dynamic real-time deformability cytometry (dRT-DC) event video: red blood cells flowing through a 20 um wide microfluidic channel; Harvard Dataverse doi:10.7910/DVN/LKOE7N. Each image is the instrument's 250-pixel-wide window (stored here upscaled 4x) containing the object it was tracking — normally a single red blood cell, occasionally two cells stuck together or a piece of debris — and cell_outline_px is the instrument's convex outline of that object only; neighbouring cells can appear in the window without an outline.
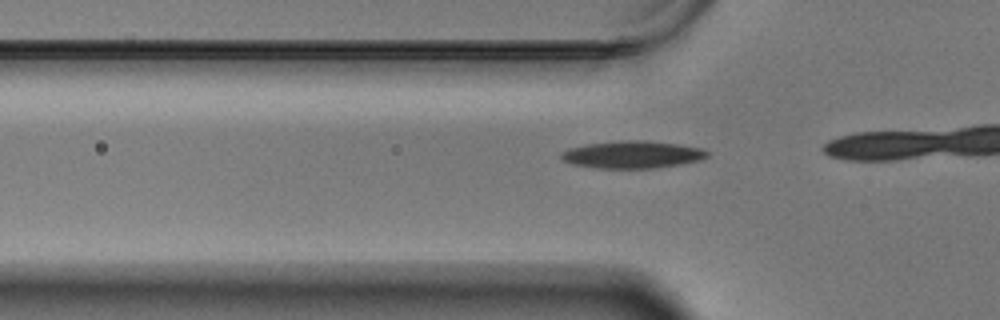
{"species": "Egyptian fruit bat (a non-hibernating species)", "species_latin": "Rousettus aegyptiacus", "temperature_condition": "warm", "stored_images_in_passage": 6, "camera_frame_rate_fps": 3000, "um_per_image_px": 0.085, "animal": {"sex": "male"}, "frame": {"image": 1, "passage_image": 4, "time_ms": 1.0, "image_size_px": [1000, 320], "cell_outline_px": [[708, 156], [700, 160], [684, 164], [656, 168], [596, 168], [572, 164], [564, 160], [560, 156], [560, 152], [568, 148], [584, 144], [620, 140], [644, 140], [676, 144], [704, 148], [708, 152]], "centroid_in_image_um": [53.75, 13.13], "position_along_channel_um": 72.1, "area_um2": 23.52}}